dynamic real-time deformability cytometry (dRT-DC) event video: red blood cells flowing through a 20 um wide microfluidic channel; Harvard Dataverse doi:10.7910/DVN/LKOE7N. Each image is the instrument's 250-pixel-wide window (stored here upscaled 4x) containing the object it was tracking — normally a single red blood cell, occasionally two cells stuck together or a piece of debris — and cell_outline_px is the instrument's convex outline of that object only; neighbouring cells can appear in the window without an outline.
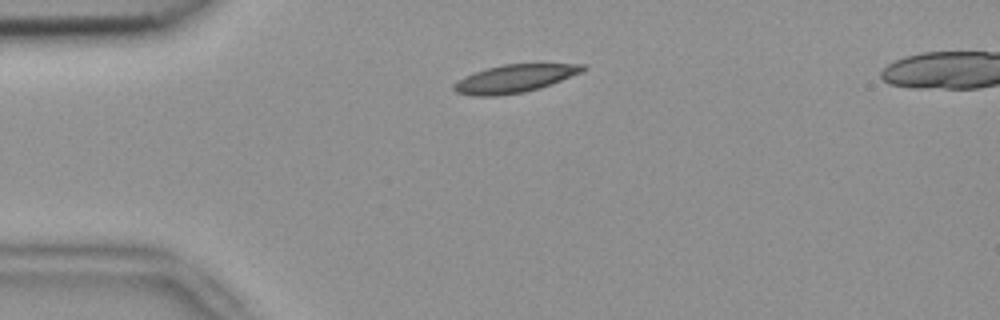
{"species": "common noctule bat (a hibernating species)", "species_latin": "Nyctalus noctula", "temperature_condition": "room temperature", "stored_images_in_passage": 3, "camera_frame_rate_fps": 3000, "um_per_image_px": 0.085, "animal": {"sex": "female", "body_mass_g": 18.4}, "frame": {"image": 1, "passage_image": 2, "time_ms": 0.333, "image_size_px": [1000, 320], "cell_outline_px": [[588, 68], [580, 72], [552, 84], [540, 88], [524, 92], [496, 96], [472, 96], [456, 92], [452, 88], [452, 84], [464, 76], [488, 68], [504, 64], [584, 64]], "centroid_in_image_um": [43.71, 6.69], "position_along_channel_um": 41.3, "area_um2": 20.87}}